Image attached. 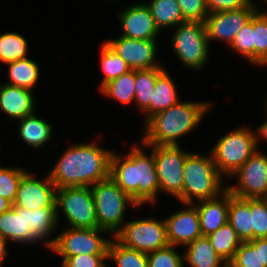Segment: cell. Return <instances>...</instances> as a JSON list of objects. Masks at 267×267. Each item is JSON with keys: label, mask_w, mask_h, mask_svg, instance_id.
Listing matches in <instances>:
<instances>
[{"label": "cell", "mask_w": 267, "mask_h": 267, "mask_svg": "<svg viewBox=\"0 0 267 267\" xmlns=\"http://www.w3.org/2000/svg\"><path fill=\"white\" fill-rule=\"evenodd\" d=\"M152 153H144L139 145H133L128 154L112 152L110 159L111 179L128 194L140 207L142 204L156 202L160 192L153 156V145H144Z\"/></svg>", "instance_id": "7a4b0ae2"}, {"label": "cell", "mask_w": 267, "mask_h": 267, "mask_svg": "<svg viewBox=\"0 0 267 267\" xmlns=\"http://www.w3.org/2000/svg\"><path fill=\"white\" fill-rule=\"evenodd\" d=\"M108 233L100 228H71L67 227L55 238L49 248L62 258L80 254H108L110 239H104L102 234Z\"/></svg>", "instance_id": "7c38bea8"}, {"label": "cell", "mask_w": 267, "mask_h": 267, "mask_svg": "<svg viewBox=\"0 0 267 267\" xmlns=\"http://www.w3.org/2000/svg\"><path fill=\"white\" fill-rule=\"evenodd\" d=\"M253 3L237 10L209 13L205 20L209 44L212 40H219L230 46L241 28L259 9Z\"/></svg>", "instance_id": "5bb4252c"}, {"label": "cell", "mask_w": 267, "mask_h": 267, "mask_svg": "<svg viewBox=\"0 0 267 267\" xmlns=\"http://www.w3.org/2000/svg\"><path fill=\"white\" fill-rule=\"evenodd\" d=\"M100 65L104 73L99 87L107 82L118 78L131 70L125 60L120 57L105 41L100 48Z\"/></svg>", "instance_id": "4dcf8cb0"}, {"label": "cell", "mask_w": 267, "mask_h": 267, "mask_svg": "<svg viewBox=\"0 0 267 267\" xmlns=\"http://www.w3.org/2000/svg\"><path fill=\"white\" fill-rule=\"evenodd\" d=\"M56 186L47 174L40 180L29 171L22 177L12 206L29 210L56 208Z\"/></svg>", "instance_id": "9a60e30c"}, {"label": "cell", "mask_w": 267, "mask_h": 267, "mask_svg": "<svg viewBox=\"0 0 267 267\" xmlns=\"http://www.w3.org/2000/svg\"><path fill=\"white\" fill-rule=\"evenodd\" d=\"M253 239L267 237V198H250Z\"/></svg>", "instance_id": "e575fe53"}, {"label": "cell", "mask_w": 267, "mask_h": 267, "mask_svg": "<svg viewBox=\"0 0 267 267\" xmlns=\"http://www.w3.org/2000/svg\"><path fill=\"white\" fill-rule=\"evenodd\" d=\"M232 176L238 178L237 186L226 185L238 198H267V155L257 150Z\"/></svg>", "instance_id": "4fadbf2b"}, {"label": "cell", "mask_w": 267, "mask_h": 267, "mask_svg": "<svg viewBox=\"0 0 267 267\" xmlns=\"http://www.w3.org/2000/svg\"><path fill=\"white\" fill-rule=\"evenodd\" d=\"M164 67L135 70V98L134 102L143 114L145 122L150 118V103L156 85L157 76Z\"/></svg>", "instance_id": "603a6c76"}, {"label": "cell", "mask_w": 267, "mask_h": 267, "mask_svg": "<svg viewBox=\"0 0 267 267\" xmlns=\"http://www.w3.org/2000/svg\"><path fill=\"white\" fill-rule=\"evenodd\" d=\"M113 260L117 267H148L147 254L128 248L116 239H110L108 260Z\"/></svg>", "instance_id": "f546056e"}, {"label": "cell", "mask_w": 267, "mask_h": 267, "mask_svg": "<svg viewBox=\"0 0 267 267\" xmlns=\"http://www.w3.org/2000/svg\"><path fill=\"white\" fill-rule=\"evenodd\" d=\"M7 243L8 241L0 235V267H2L4 258H6V256H9L7 252Z\"/></svg>", "instance_id": "ee69618b"}, {"label": "cell", "mask_w": 267, "mask_h": 267, "mask_svg": "<svg viewBox=\"0 0 267 267\" xmlns=\"http://www.w3.org/2000/svg\"><path fill=\"white\" fill-rule=\"evenodd\" d=\"M113 151L96 143H80L69 147L48 172L56 188L88 186L110 177Z\"/></svg>", "instance_id": "6da1fadb"}, {"label": "cell", "mask_w": 267, "mask_h": 267, "mask_svg": "<svg viewBox=\"0 0 267 267\" xmlns=\"http://www.w3.org/2000/svg\"><path fill=\"white\" fill-rule=\"evenodd\" d=\"M230 48L254 65L253 16L238 32Z\"/></svg>", "instance_id": "d590c367"}, {"label": "cell", "mask_w": 267, "mask_h": 267, "mask_svg": "<svg viewBox=\"0 0 267 267\" xmlns=\"http://www.w3.org/2000/svg\"><path fill=\"white\" fill-rule=\"evenodd\" d=\"M11 207L12 203L6 198L0 196V214H2L5 211H8Z\"/></svg>", "instance_id": "f6af8a7d"}, {"label": "cell", "mask_w": 267, "mask_h": 267, "mask_svg": "<svg viewBox=\"0 0 267 267\" xmlns=\"http://www.w3.org/2000/svg\"><path fill=\"white\" fill-rule=\"evenodd\" d=\"M254 132H255V138H256V146L258 147L259 145L258 143L260 142V139L267 140V119Z\"/></svg>", "instance_id": "7bdbcfd3"}, {"label": "cell", "mask_w": 267, "mask_h": 267, "mask_svg": "<svg viewBox=\"0 0 267 267\" xmlns=\"http://www.w3.org/2000/svg\"><path fill=\"white\" fill-rule=\"evenodd\" d=\"M254 65L267 66V10L253 14Z\"/></svg>", "instance_id": "1f68e13d"}, {"label": "cell", "mask_w": 267, "mask_h": 267, "mask_svg": "<svg viewBox=\"0 0 267 267\" xmlns=\"http://www.w3.org/2000/svg\"><path fill=\"white\" fill-rule=\"evenodd\" d=\"M216 253L228 264L242 244L235 229L227 222L215 232L207 236Z\"/></svg>", "instance_id": "83f0119b"}, {"label": "cell", "mask_w": 267, "mask_h": 267, "mask_svg": "<svg viewBox=\"0 0 267 267\" xmlns=\"http://www.w3.org/2000/svg\"><path fill=\"white\" fill-rule=\"evenodd\" d=\"M55 204L57 219L59 220V212L62 211L71 228H98L95 201L90 187L57 188Z\"/></svg>", "instance_id": "9c48e42d"}, {"label": "cell", "mask_w": 267, "mask_h": 267, "mask_svg": "<svg viewBox=\"0 0 267 267\" xmlns=\"http://www.w3.org/2000/svg\"><path fill=\"white\" fill-rule=\"evenodd\" d=\"M171 43L179 61L187 68L201 70L209 59L205 22L186 21L177 25Z\"/></svg>", "instance_id": "ba28073f"}, {"label": "cell", "mask_w": 267, "mask_h": 267, "mask_svg": "<svg viewBox=\"0 0 267 267\" xmlns=\"http://www.w3.org/2000/svg\"><path fill=\"white\" fill-rule=\"evenodd\" d=\"M175 246L147 253L148 267H184V254H178Z\"/></svg>", "instance_id": "8d00e7d4"}, {"label": "cell", "mask_w": 267, "mask_h": 267, "mask_svg": "<svg viewBox=\"0 0 267 267\" xmlns=\"http://www.w3.org/2000/svg\"><path fill=\"white\" fill-rule=\"evenodd\" d=\"M146 4L160 32L163 28L169 29L186 22L177 0H151Z\"/></svg>", "instance_id": "4316f807"}, {"label": "cell", "mask_w": 267, "mask_h": 267, "mask_svg": "<svg viewBox=\"0 0 267 267\" xmlns=\"http://www.w3.org/2000/svg\"><path fill=\"white\" fill-rule=\"evenodd\" d=\"M27 172L28 170L20 167L0 166V196L13 204L19 183Z\"/></svg>", "instance_id": "836d02e7"}, {"label": "cell", "mask_w": 267, "mask_h": 267, "mask_svg": "<svg viewBox=\"0 0 267 267\" xmlns=\"http://www.w3.org/2000/svg\"><path fill=\"white\" fill-rule=\"evenodd\" d=\"M118 16L123 30L120 36L136 40H148L157 39L158 34H160L146 3L130 5L122 10Z\"/></svg>", "instance_id": "ac0fdd59"}, {"label": "cell", "mask_w": 267, "mask_h": 267, "mask_svg": "<svg viewBox=\"0 0 267 267\" xmlns=\"http://www.w3.org/2000/svg\"><path fill=\"white\" fill-rule=\"evenodd\" d=\"M175 86L166 68L157 76L156 85L150 103V117L179 102Z\"/></svg>", "instance_id": "d4e9b609"}, {"label": "cell", "mask_w": 267, "mask_h": 267, "mask_svg": "<svg viewBox=\"0 0 267 267\" xmlns=\"http://www.w3.org/2000/svg\"><path fill=\"white\" fill-rule=\"evenodd\" d=\"M185 206L188 208L165 218L169 245L175 247L187 246L202 236L196 206L192 203L185 204Z\"/></svg>", "instance_id": "e0dca14e"}, {"label": "cell", "mask_w": 267, "mask_h": 267, "mask_svg": "<svg viewBox=\"0 0 267 267\" xmlns=\"http://www.w3.org/2000/svg\"><path fill=\"white\" fill-rule=\"evenodd\" d=\"M7 83L11 86L21 87L33 91L40 76L38 64L28 57L16 61L8 62Z\"/></svg>", "instance_id": "484cf974"}, {"label": "cell", "mask_w": 267, "mask_h": 267, "mask_svg": "<svg viewBox=\"0 0 267 267\" xmlns=\"http://www.w3.org/2000/svg\"><path fill=\"white\" fill-rule=\"evenodd\" d=\"M254 130L238 127L229 131L211 149L218 172L230 178L258 150Z\"/></svg>", "instance_id": "8992f818"}, {"label": "cell", "mask_w": 267, "mask_h": 267, "mask_svg": "<svg viewBox=\"0 0 267 267\" xmlns=\"http://www.w3.org/2000/svg\"><path fill=\"white\" fill-rule=\"evenodd\" d=\"M183 19L191 22H205L209 12L205 0H177Z\"/></svg>", "instance_id": "f35d334b"}, {"label": "cell", "mask_w": 267, "mask_h": 267, "mask_svg": "<svg viewBox=\"0 0 267 267\" xmlns=\"http://www.w3.org/2000/svg\"><path fill=\"white\" fill-rule=\"evenodd\" d=\"M251 2L252 0H205L209 13L241 9Z\"/></svg>", "instance_id": "60d3db41"}, {"label": "cell", "mask_w": 267, "mask_h": 267, "mask_svg": "<svg viewBox=\"0 0 267 267\" xmlns=\"http://www.w3.org/2000/svg\"><path fill=\"white\" fill-rule=\"evenodd\" d=\"M33 93L25 88L1 84L0 110L16 121L35 113Z\"/></svg>", "instance_id": "ffe728a7"}, {"label": "cell", "mask_w": 267, "mask_h": 267, "mask_svg": "<svg viewBox=\"0 0 267 267\" xmlns=\"http://www.w3.org/2000/svg\"><path fill=\"white\" fill-rule=\"evenodd\" d=\"M94 196L98 228L106 230L113 237L122 228L128 206L138 204L126 194L111 177L91 186Z\"/></svg>", "instance_id": "52a82bcc"}, {"label": "cell", "mask_w": 267, "mask_h": 267, "mask_svg": "<svg viewBox=\"0 0 267 267\" xmlns=\"http://www.w3.org/2000/svg\"><path fill=\"white\" fill-rule=\"evenodd\" d=\"M99 90L101 94L117 100L122 105L130 104L135 98V70L107 82Z\"/></svg>", "instance_id": "f1b7e54d"}, {"label": "cell", "mask_w": 267, "mask_h": 267, "mask_svg": "<svg viewBox=\"0 0 267 267\" xmlns=\"http://www.w3.org/2000/svg\"><path fill=\"white\" fill-rule=\"evenodd\" d=\"M105 42L125 60L131 70L163 67L156 63L157 39L136 40L119 36Z\"/></svg>", "instance_id": "2e32d148"}, {"label": "cell", "mask_w": 267, "mask_h": 267, "mask_svg": "<svg viewBox=\"0 0 267 267\" xmlns=\"http://www.w3.org/2000/svg\"><path fill=\"white\" fill-rule=\"evenodd\" d=\"M227 222L235 229L242 242L253 240L251 227L250 198L242 199L229 192Z\"/></svg>", "instance_id": "7402d4cb"}, {"label": "cell", "mask_w": 267, "mask_h": 267, "mask_svg": "<svg viewBox=\"0 0 267 267\" xmlns=\"http://www.w3.org/2000/svg\"><path fill=\"white\" fill-rule=\"evenodd\" d=\"M189 152L182 150L180 145H153L159 189L177 198L181 203L184 162Z\"/></svg>", "instance_id": "8fae6325"}, {"label": "cell", "mask_w": 267, "mask_h": 267, "mask_svg": "<svg viewBox=\"0 0 267 267\" xmlns=\"http://www.w3.org/2000/svg\"><path fill=\"white\" fill-rule=\"evenodd\" d=\"M228 267H259L258 249L249 241L242 242Z\"/></svg>", "instance_id": "74e56055"}, {"label": "cell", "mask_w": 267, "mask_h": 267, "mask_svg": "<svg viewBox=\"0 0 267 267\" xmlns=\"http://www.w3.org/2000/svg\"><path fill=\"white\" fill-rule=\"evenodd\" d=\"M122 245L143 253H150L169 245L165 219H135L124 222L113 237Z\"/></svg>", "instance_id": "30bf717a"}, {"label": "cell", "mask_w": 267, "mask_h": 267, "mask_svg": "<svg viewBox=\"0 0 267 267\" xmlns=\"http://www.w3.org/2000/svg\"><path fill=\"white\" fill-rule=\"evenodd\" d=\"M28 43L26 38L16 32L0 34V62L8 63L27 57Z\"/></svg>", "instance_id": "d6a6232c"}, {"label": "cell", "mask_w": 267, "mask_h": 267, "mask_svg": "<svg viewBox=\"0 0 267 267\" xmlns=\"http://www.w3.org/2000/svg\"><path fill=\"white\" fill-rule=\"evenodd\" d=\"M35 113L19 119L20 138L33 148L43 147L52 138V125Z\"/></svg>", "instance_id": "cb8c5ba5"}, {"label": "cell", "mask_w": 267, "mask_h": 267, "mask_svg": "<svg viewBox=\"0 0 267 267\" xmlns=\"http://www.w3.org/2000/svg\"><path fill=\"white\" fill-rule=\"evenodd\" d=\"M182 204L212 199L224 192L223 176L218 172L211 152L209 156L189 152L183 169ZM225 186V187H224Z\"/></svg>", "instance_id": "5b68a950"}, {"label": "cell", "mask_w": 267, "mask_h": 267, "mask_svg": "<svg viewBox=\"0 0 267 267\" xmlns=\"http://www.w3.org/2000/svg\"><path fill=\"white\" fill-rule=\"evenodd\" d=\"M108 254H80L62 259L61 267H109Z\"/></svg>", "instance_id": "ab89813d"}, {"label": "cell", "mask_w": 267, "mask_h": 267, "mask_svg": "<svg viewBox=\"0 0 267 267\" xmlns=\"http://www.w3.org/2000/svg\"><path fill=\"white\" fill-rule=\"evenodd\" d=\"M194 205L198 210L202 236H208L227 223L229 191L226 189L221 195Z\"/></svg>", "instance_id": "d6986e66"}, {"label": "cell", "mask_w": 267, "mask_h": 267, "mask_svg": "<svg viewBox=\"0 0 267 267\" xmlns=\"http://www.w3.org/2000/svg\"><path fill=\"white\" fill-rule=\"evenodd\" d=\"M184 252V262L191 267H228L213 248L207 236H201L188 244Z\"/></svg>", "instance_id": "44dd1931"}, {"label": "cell", "mask_w": 267, "mask_h": 267, "mask_svg": "<svg viewBox=\"0 0 267 267\" xmlns=\"http://www.w3.org/2000/svg\"><path fill=\"white\" fill-rule=\"evenodd\" d=\"M207 102H178L168 109L151 116L144 122V145L178 146V138L187 135L200 123L212 107Z\"/></svg>", "instance_id": "3957f363"}, {"label": "cell", "mask_w": 267, "mask_h": 267, "mask_svg": "<svg viewBox=\"0 0 267 267\" xmlns=\"http://www.w3.org/2000/svg\"><path fill=\"white\" fill-rule=\"evenodd\" d=\"M258 249L259 267H267V237L249 240Z\"/></svg>", "instance_id": "b9f144b4"}, {"label": "cell", "mask_w": 267, "mask_h": 267, "mask_svg": "<svg viewBox=\"0 0 267 267\" xmlns=\"http://www.w3.org/2000/svg\"><path fill=\"white\" fill-rule=\"evenodd\" d=\"M58 222L56 208L29 210L12 206L0 214V235L8 242L21 244L44 241L49 249L53 245V239L46 238L55 232Z\"/></svg>", "instance_id": "277c9868"}]
</instances>
